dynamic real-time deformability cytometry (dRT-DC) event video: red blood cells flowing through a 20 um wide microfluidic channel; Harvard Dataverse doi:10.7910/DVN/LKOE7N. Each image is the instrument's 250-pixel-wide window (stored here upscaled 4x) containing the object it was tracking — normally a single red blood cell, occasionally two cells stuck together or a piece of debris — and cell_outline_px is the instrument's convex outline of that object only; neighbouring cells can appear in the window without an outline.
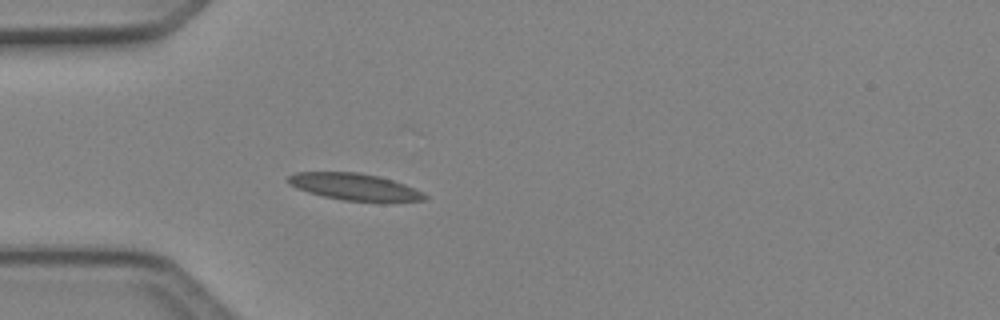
{"species": "Egyptian fruit bat (a non-hibernating species)", "species_latin": "Rousettus aegyptiacus", "temperature_condition": "cold", "stored_images_in_passage": 4, "camera_frame_rate_fps": 3000, "um_per_image_px": 0.085, "animal": {"sex": "female"}, "frame": {"image": 1, "passage_image": 4, "time_ms": 1.0, "image_size_px": [1000, 320], "cell_outline_px": [[428, 200], [384, 204], [380, 204], [344, 200], [324, 196], [308, 192], [296, 188], [288, 184], [284, 180], [288, 176], [296, 172], [360, 172], [380, 176], [404, 184], [428, 196]], "centroid_in_image_um": [30.18, 15.92], "position_along_channel_um": 54.8, "area_um2": 22.14}}